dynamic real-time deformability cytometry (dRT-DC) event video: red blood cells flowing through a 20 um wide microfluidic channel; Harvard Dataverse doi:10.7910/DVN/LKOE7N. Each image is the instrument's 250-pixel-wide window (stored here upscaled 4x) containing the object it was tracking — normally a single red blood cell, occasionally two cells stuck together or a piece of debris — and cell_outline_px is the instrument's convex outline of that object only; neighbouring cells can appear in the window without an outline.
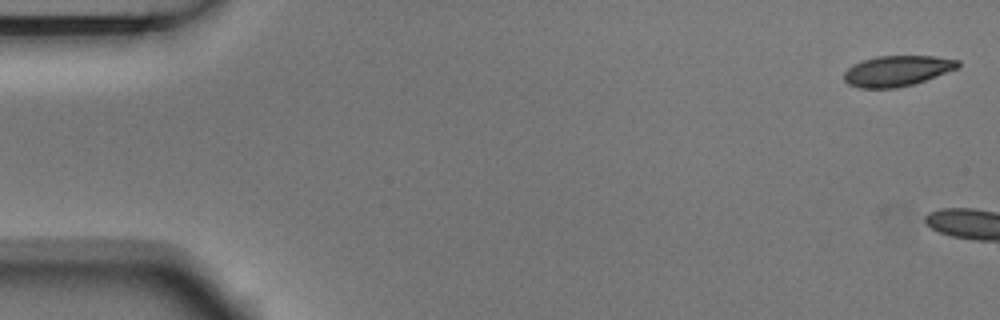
{"species": "Egyptian fruit bat (a non-hibernating species)", "species_latin": "Rousettus aegyptiacus", "temperature_condition": "room temperature", "stored_images_in_passage": 6, "camera_frame_rate_fps": 3000, "um_per_image_px": 0.085, "animal": {"sex": "male"}, "frame": {"image": 1, "passage_image": 1, "time_ms": 0.0, "image_size_px": [1000, 320], "cell_outline_px": [[960, 64], [956, 68], [936, 76], [912, 84], [896, 88], [860, 88], [848, 84], [844, 80], [844, 72], [852, 64], [876, 56], [932, 56], [960, 60]], "centroid_in_image_um": [76.21, 6.02], "position_along_channel_um": 8.8, "area_um2": 20.11}}